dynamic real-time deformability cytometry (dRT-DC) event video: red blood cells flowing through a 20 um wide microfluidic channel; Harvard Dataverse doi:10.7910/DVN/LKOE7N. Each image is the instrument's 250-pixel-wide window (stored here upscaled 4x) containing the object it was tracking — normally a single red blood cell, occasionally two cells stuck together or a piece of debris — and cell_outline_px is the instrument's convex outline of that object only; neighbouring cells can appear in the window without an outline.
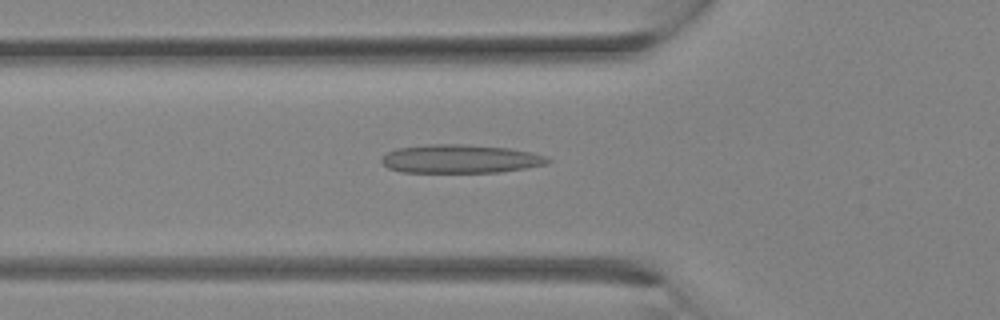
{"species": "Egyptian fruit bat (a non-hibernating species)", "species_latin": "Rousettus aegyptiacus", "temperature_condition": "room temperature", "stored_images_in_passage": 32, "camera_frame_rate_fps": 3000, "um_per_image_px": 0.085, "animal": {"sex": "female"}, "frame": {"image": 1, "passage_image": 11, "time_ms": 3.333, "image_size_px": [1000, 320], "cell_outline_px": [[552, 160], [544, 164], [524, 168], [500, 172], [400, 172], [388, 168], [380, 160], [388, 152], [396, 148], [428, 144], [464, 144], [508, 148], [532, 152], [544, 156]], "centroid_in_image_um": [39.09, 13.5], "position_along_channel_um": 86.7, "area_um2": 27.51}}
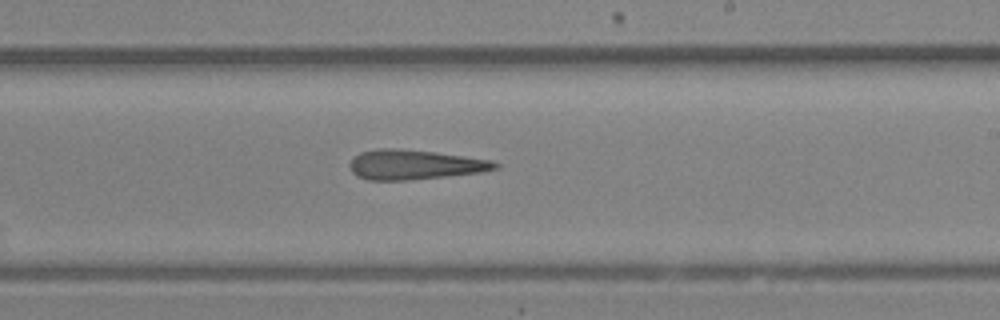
{"frame": {"image": 2, "passage_image": 19, "time_ms": 6.0, "image_size_px": [1000, 320], "cell_outline_px": [[500, 168], [484, 172], [412, 180], [368, 180], [356, 176], [352, 172], [348, 164], [352, 156], [360, 152], [380, 148], [400, 148], [436, 152], [492, 160], [500, 164]], "centroid_in_image_um": [35.24, 13.99], "position_along_channel_um": 253.8, "area_um2": 25.66}}
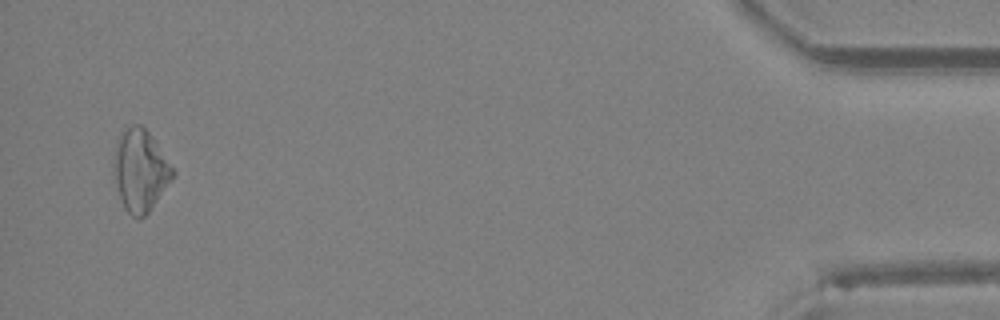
{"frame": {"image": 3, "passage_image": 31, "time_ms": 10.0, "image_size_px": [1000, 320], "cell_outline_px": [[176, 172], [172, 180], [148, 212], [140, 220], [132, 216], [124, 208], [116, 184], [112, 164], [116, 140], [120, 132], [124, 128], [132, 124], [140, 124], [148, 132]], "centroid_in_image_um": [11.89, 14.47], "position_along_channel_um": 423.3, "area_um2": 28.09}}